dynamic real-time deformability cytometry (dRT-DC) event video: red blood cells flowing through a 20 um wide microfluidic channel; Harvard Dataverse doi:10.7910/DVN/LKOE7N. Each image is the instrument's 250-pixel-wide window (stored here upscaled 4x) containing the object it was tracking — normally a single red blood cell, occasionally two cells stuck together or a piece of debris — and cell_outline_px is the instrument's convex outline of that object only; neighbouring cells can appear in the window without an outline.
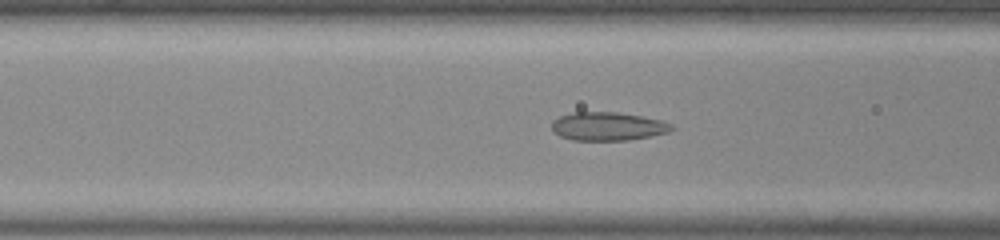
{"species": "common noctule bat (a hibernating species)", "species_latin": "Nyctalus noctula", "temperature_condition": "room temperature", "stored_images_in_passage": 39, "camera_frame_rate_fps": 3000, "um_per_image_px": 0.085, "animal": {"sex": "male", "body_mass_g": 20.0, "forearm_length_mm": 53.3}, "frame": {"image": 1, "passage_image": 8, "time_ms": 2.333, "image_size_px": [1000, 240], "cell_outline_px": [[676, 128], [668, 132], [652, 136], [628, 140], [572, 140], [560, 136], [552, 128], [552, 120], [560, 116], [572, 112], [616, 112], [640, 116], [660, 120], [672, 124]], "centroid_in_image_um": [51.68, 10.74], "position_along_channel_um": 114.9, "area_um2": 19.83}}
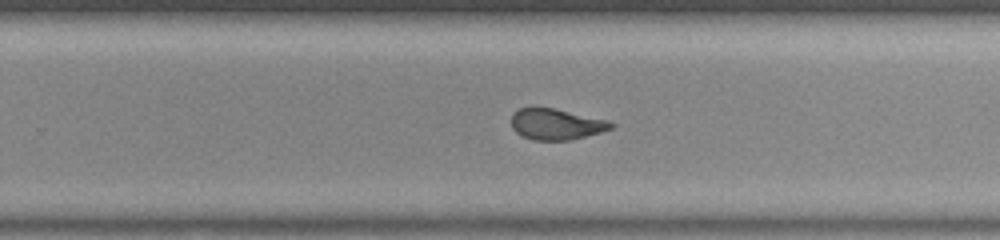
{"frame": {"image": 2, "passage_image": 21, "time_ms": 6.667, "image_size_px": [1000, 240], "cell_outline_px": [[616, 124], [612, 128], [600, 132], [572, 140], [532, 140], [516, 132], [512, 128], [512, 112], [520, 108], [532, 104], [552, 108], [604, 120]], "centroid_in_image_um": [47.19, 10.53], "position_along_channel_um": 282.6, "area_um2": 18.09}}
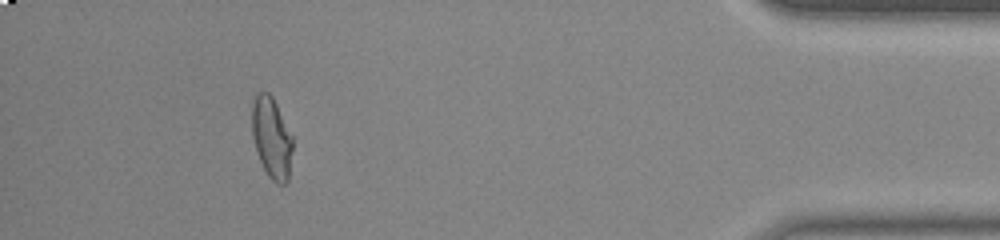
{"frame": {"image": 3, "passage_image": 35, "time_ms": 11.333, "image_size_px": [1000, 240], "cell_outline_px": [[292, 148], [288, 180], [284, 184], [276, 184], [268, 176], [256, 152], [252, 136], [252, 104], [256, 92], [268, 92], [272, 96], [292, 136]], "centroid_in_image_um": [23.07, 11.71], "position_along_channel_um": 412.1, "area_um2": 19.13}, "authors_computed_cell_mechanics": {"area_um2": 19.1896, "velocity_mm_per_s": 3.8799, "shape_relaxation_time_tau1_ms": null, "shape_relaxation_time_tau2_ms": 0.7436, "deformation_change_tau1": null, "deformation_change_tau2": 0.0711}}